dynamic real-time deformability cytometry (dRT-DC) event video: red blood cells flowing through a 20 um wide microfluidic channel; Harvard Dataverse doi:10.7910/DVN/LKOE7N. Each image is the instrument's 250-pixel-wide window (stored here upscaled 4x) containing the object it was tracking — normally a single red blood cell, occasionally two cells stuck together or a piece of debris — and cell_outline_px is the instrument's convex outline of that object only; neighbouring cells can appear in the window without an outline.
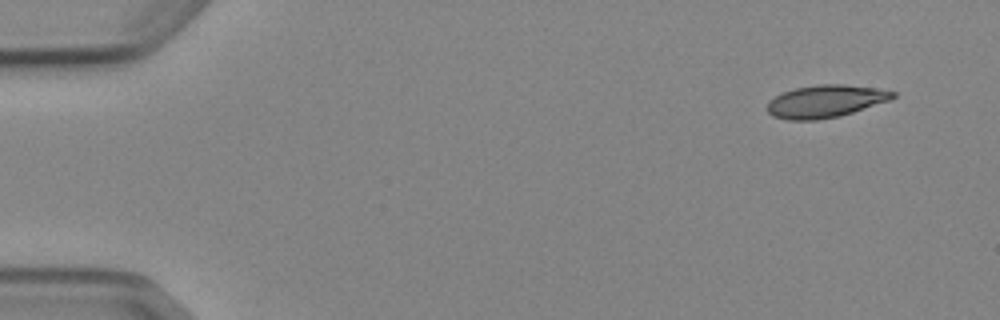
{"species": "Egyptian fruit bat (a non-hibernating species)", "species_latin": "Rousettus aegyptiacus", "temperature_condition": "cold", "stored_images_in_passage": 4, "camera_frame_rate_fps": 3000, "um_per_image_px": 0.085, "animal": {"sex": "female"}, "frame": {"image": 1, "passage_image": 1, "time_ms": 0.0, "image_size_px": [1000, 320], "cell_outline_px": [[896, 96], [888, 100], [840, 116], [816, 120], [788, 120], [772, 116], [764, 108], [768, 100], [784, 92], [796, 88], [820, 84], [844, 84], [876, 88], [896, 92]], "centroid_in_image_um": [70.1, 8.61], "position_along_channel_um": 14.9, "area_um2": 23.7}}